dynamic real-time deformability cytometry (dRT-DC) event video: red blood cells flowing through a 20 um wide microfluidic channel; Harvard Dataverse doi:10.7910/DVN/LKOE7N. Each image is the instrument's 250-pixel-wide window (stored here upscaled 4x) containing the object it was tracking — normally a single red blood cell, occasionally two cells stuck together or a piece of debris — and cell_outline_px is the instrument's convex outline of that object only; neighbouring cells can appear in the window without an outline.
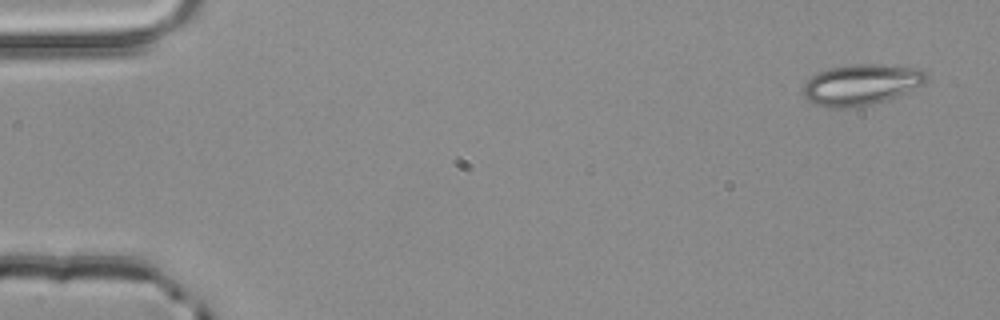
{"species": "common noctule bat (a hibernating species)", "species_latin": "Nyctalus noctula", "temperature_condition": "room temperature", "stored_images_in_passage": 4, "segment_of_instrument_passage": [2, 2], "camera_frame_rate_fps": 3000, "um_per_image_px": 0.085, "animal": {"sex": "male", "body_mass_g": 20.4}, "frame": {"image": 1, "passage_image": 4, "time_ms": 1.0, "image_size_px": [1000, 320], "cell_outline_px": [[928, 80], [924, 84], [884, 100], [868, 104], [840, 108], [828, 108], [816, 104], [808, 100], [804, 96], [804, 84], [816, 72], [832, 68], [856, 64], [876, 64], [920, 68], [928, 76]], "centroid_in_image_um": [73.19, 7.18], "position_along_channel_um": 11.8, "area_um2": 28.78}}